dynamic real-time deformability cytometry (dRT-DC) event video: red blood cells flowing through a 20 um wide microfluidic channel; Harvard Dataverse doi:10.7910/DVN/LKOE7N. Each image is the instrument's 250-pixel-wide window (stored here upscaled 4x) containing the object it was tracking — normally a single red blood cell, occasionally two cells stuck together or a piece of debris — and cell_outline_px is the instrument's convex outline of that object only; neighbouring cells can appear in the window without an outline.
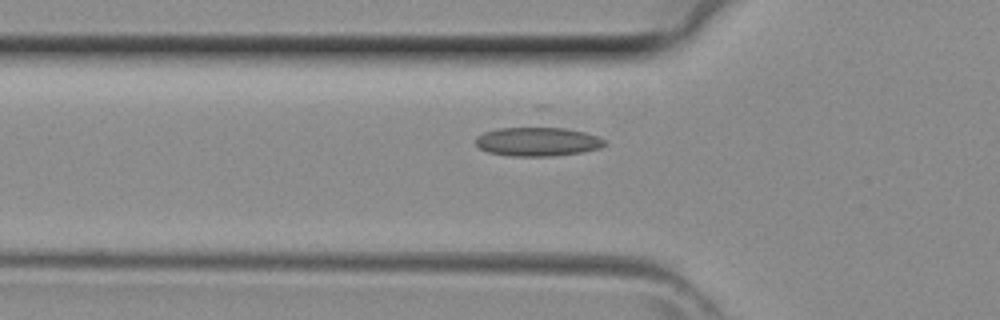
{"species": "common noctule bat (a hibernating species)", "species_latin": "Nyctalus noctula", "temperature_condition": "room temperature", "stored_images_in_passage": 35, "camera_frame_rate_fps": 3000, "um_per_image_px": 0.085, "animal": {"sex": "female", "body_mass_g": 29.2, "forearm_length_mm": 56.3}, "frame": {"image": 1, "passage_image": 12, "time_ms": 3.667, "image_size_px": [1000, 320], "cell_outline_px": [[608, 144], [600, 148], [580, 152], [552, 156], [512, 156], [488, 152], [480, 148], [476, 144], [476, 136], [484, 132], [496, 128], [536, 124], [548, 124], [584, 132], [600, 136]], "centroid_in_image_um": [45.7, 11.97], "position_along_channel_um": 80.1, "area_um2": 22.89}}
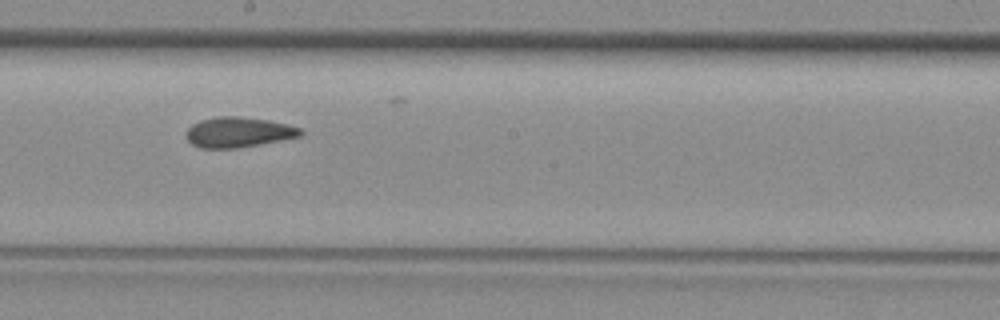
{"frame": {"image": 2, "passage_image": 21, "time_ms": 6.667, "image_size_px": [1000, 320], "cell_outline_px": [[304, 132], [300, 136], [260, 144], [236, 148], [200, 148], [192, 144], [188, 140], [188, 128], [192, 124], [200, 120], [216, 116], [236, 116], [268, 120], [288, 124], [300, 128]], "centroid_in_image_um": [20.27, 11.23], "position_along_channel_um": 227.9, "area_um2": 20.0}}
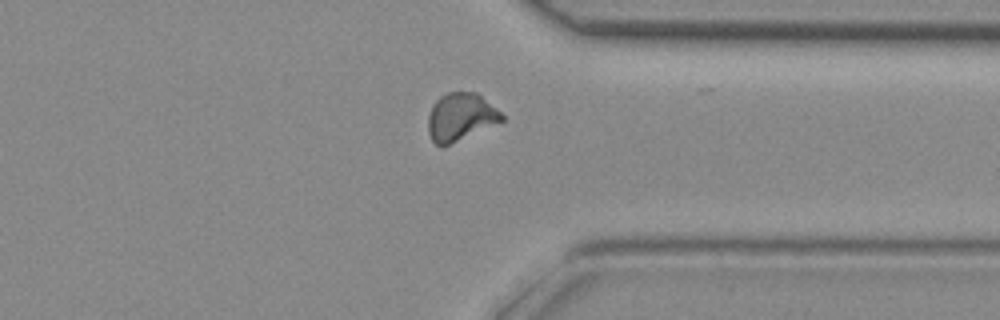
{"frame": {"image": 3, "passage_image": 30, "time_ms": 9.667, "image_size_px": [1000, 320], "cell_outline_px": [[504, 120], [448, 144], [436, 144], [432, 140], [428, 132], [428, 116], [432, 104], [440, 96], [448, 92], [476, 92], [496, 108], [504, 116]], "centroid_in_image_um": [39.12, 9.9], "position_along_channel_um": 372.3, "area_um2": 20.0}}